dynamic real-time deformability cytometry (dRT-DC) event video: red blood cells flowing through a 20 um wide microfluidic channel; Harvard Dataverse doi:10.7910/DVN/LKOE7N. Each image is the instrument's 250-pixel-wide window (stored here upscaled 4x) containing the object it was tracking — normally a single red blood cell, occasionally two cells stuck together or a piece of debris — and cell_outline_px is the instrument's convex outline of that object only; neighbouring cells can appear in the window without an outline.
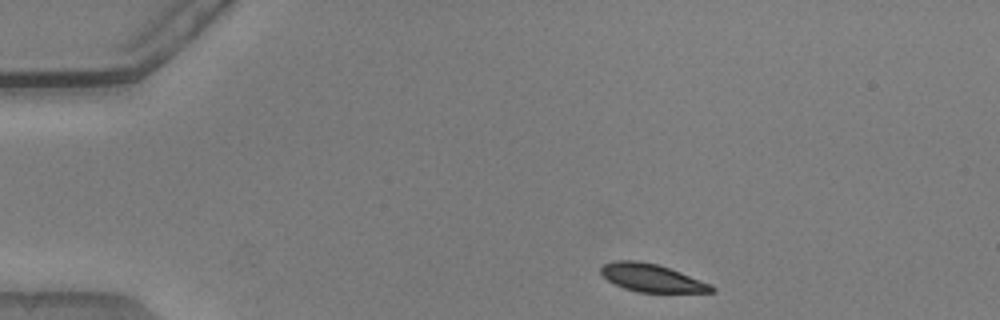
{"species": "common noctule bat (a hibernating species)", "species_latin": "Nyctalus noctula", "temperature_condition": "warm", "stored_images_in_passage": 45, "camera_frame_rate_fps": 3000, "um_per_image_px": 0.085, "animal": {"sex": "male", "body_mass_g": 20.5, "forearm_length_mm": 52.5}, "frame": {"image": 1, "passage_image": 1, "time_ms": 0.0, "image_size_px": [1000, 320], "cell_outline_px": [[716, 292], [636, 292], [624, 288], [608, 280], [600, 272], [600, 268], [604, 264], [612, 260], [640, 260], [656, 264], [680, 272], [712, 284], [716, 288]], "centroid_in_image_um": [55.4, 23.62], "position_along_channel_um": 29.6, "area_um2": 17.98}}
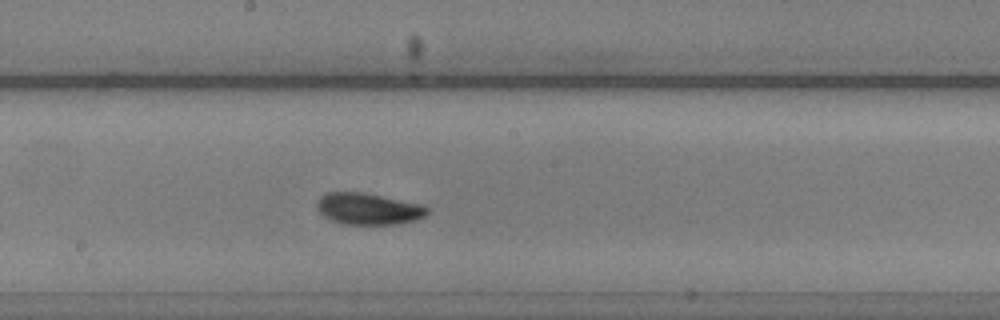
{"frame": {"image": 2, "passage_image": 21, "time_ms": 6.667, "image_size_px": [1000, 320], "cell_outline_px": [[428, 212], [424, 216], [416, 220], [396, 224], [344, 224], [332, 220], [324, 216], [316, 208], [316, 204], [320, 196], [328, 192], [364, 192], [420, 204], [428, 208]], "centroid_in_image_um": [31.28, 17.74], "position_along_channel_um": 216.9, "area_um2": 20.17}}
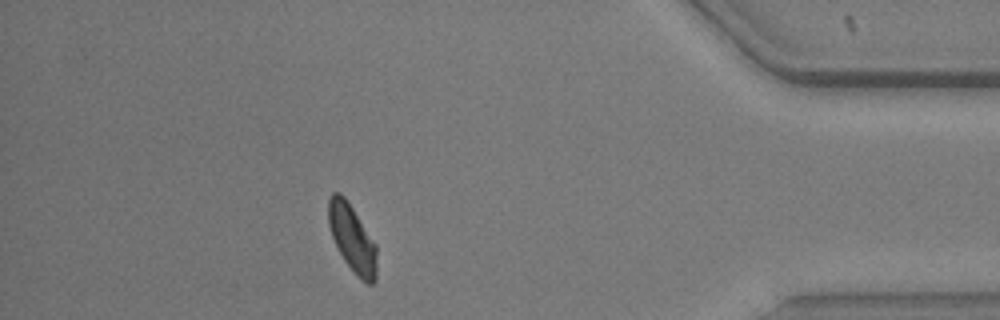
{"frame": {"image": 3, "passage_image": 39, "time_ms": 12.667, "image_size_px": [1000, 320], "cell_outline_px": [[376, 280], [372, 284], [368, 284], [356, 276], [344, 260], [332, 236], [328, 224], [328, 200], [332, 192], [340, 192], [344, 196], [376, 244]], "centroid_in_image_um": [29.93, 20.27], "position_along_channel_um": 405.3, "area_um2": 18.79}, "authors_computed_cell_mechanics": {"area_um2": 19.652, "velocity_mm_per_s": 3.8124, "shape_relaxation_time_tau1_ms": 2.3358, "shape_relaxation_time_tau2_ms": null, "deformation_change_tau1": 0.0969, "deformation_change_tau2": null}}